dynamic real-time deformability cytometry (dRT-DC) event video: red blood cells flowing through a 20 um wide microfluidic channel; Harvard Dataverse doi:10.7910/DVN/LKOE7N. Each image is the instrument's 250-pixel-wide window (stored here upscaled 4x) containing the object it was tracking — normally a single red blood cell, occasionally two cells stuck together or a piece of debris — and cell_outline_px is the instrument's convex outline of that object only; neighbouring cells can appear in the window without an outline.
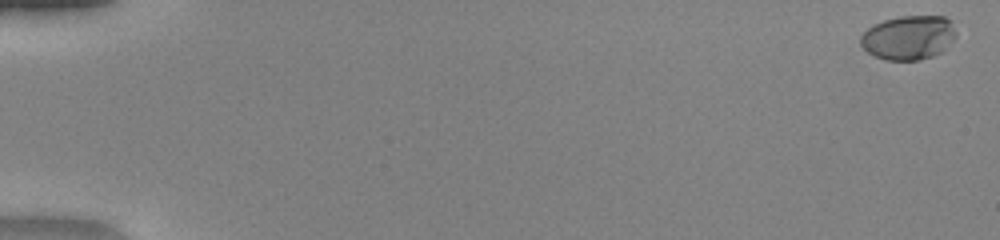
{"species": "human", "species_latin": "Homo sapiens", "temperature_condition": "warm", "stored_images_in_passage": 52, "camera_frame_rate_fps": 3000, "um_per_image_px": 0.085, "donor": {"sex": "female"}, "frame": {"image": 1, "passage_image": 2, "time_ms": 0.333, "image_size_px": [1000, 240], "cell_outline_px": [[956, 36], [940, 52], [932, 56], [920, 60], [884, 60], [868, 52], [860, 44], [860, 36], [872, 24], [884, 20], [900, 16], [944, 16], [952, 20], [956, 32]], "centroid_in_image_um": [77.22, 3.18], "position_along_channel_um": 7.8, "area_um2": 24.62}}
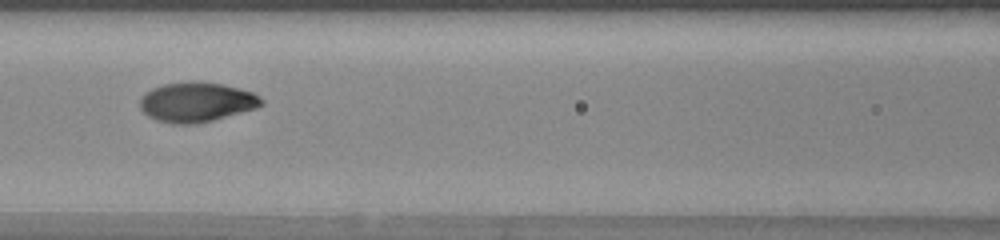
{"frame": {"image": 2, "passage_image": 26, "time_ms": 8.333, "image_size_px": [1000, 240], "cell_outline_px": [[264, 104], [256, 108], [212, 120], [196, 124], [172, 124], [156, 120], [148, 116], [140, 108], [140, 96], [152, 88], [164, 84], [196, 80], [224, 84], [252, 92], [260, 96], [264, 100]], "centroid_in_image_um": [16.7, 8.67], "position_along_channel_um": 149.9, "area_um2": 28.32}}
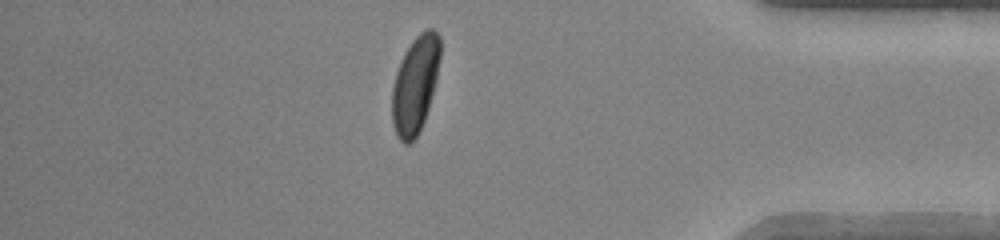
{"frame": {"image": 3, "passage_image": 46, "time_ms": 15.0, "image_size_px": [1000, 240], "cell_outline_px": [[440, 56], [436, 80], [428, 108], [424, 120], [416, 136], [408, 144], [404, 144], [396, 136], [392, 124], [392, 88], [396, 72], [400, 60], [404, 52], [412, 40], [424, 28], [432, 28], [440, 36]], "centroid_in_image_um": [35.28, 7.16], "position_along_channel_um": 399.9, "area_um2": 27.28}, "authors_computed_cell_mechanics": {"area_um2": 26.7325, "velocity_mm_per_s": 4.1523, "shape_relaxation_time_tau1_ms": 2.5304, "shape_relaxation_time_tau2_ms": null, "deformation_change_tau1": 0.1792, "deformation_change_tau2": null}}